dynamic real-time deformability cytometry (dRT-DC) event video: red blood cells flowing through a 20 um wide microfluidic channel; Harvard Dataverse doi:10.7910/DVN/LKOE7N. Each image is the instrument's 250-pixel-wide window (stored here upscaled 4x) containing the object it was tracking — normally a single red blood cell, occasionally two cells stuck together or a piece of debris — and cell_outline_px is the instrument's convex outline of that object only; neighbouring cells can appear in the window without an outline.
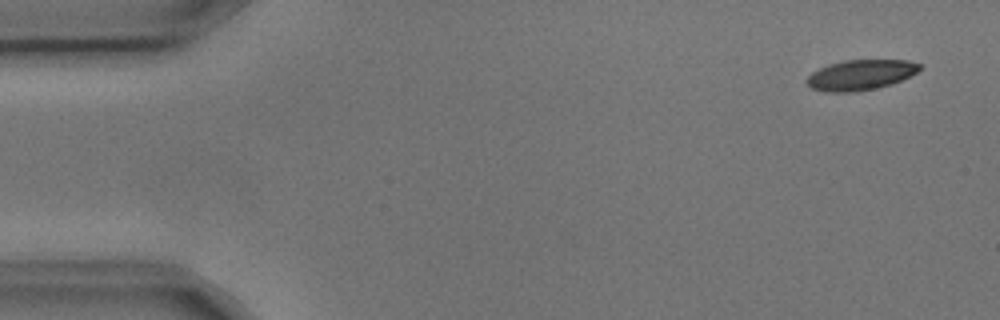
{"species": "common noctule bat (a hibernating species)", "species_latin": "Nyctalus noctula", "temperature_condition": "cold", "stored_images_in_passage": 8, "camera_frame_rate_fps": 3000, "um_per_image_px": 0.085, "animal": {"sex": "male", "body_mass_g": 17.9, "forearm_length_mm": 54.2}, "frame": {"image": 1, "passage_image": 1, "time_ms": 0.0, "image_size_px": [1000, 320], "cell_outline_px": [[920, 68], [916, 72], [892, 84], [876, 88], [852, 92], [828, 92], [812, 88], [804, 80], [812, 72], [828, 64], [844, 60], [908, 60], [920, 64]], "centroid_in_image_um": [73.11, 6.36], "position_along_channel_um": 11.9, "area_um2": 19.77}}
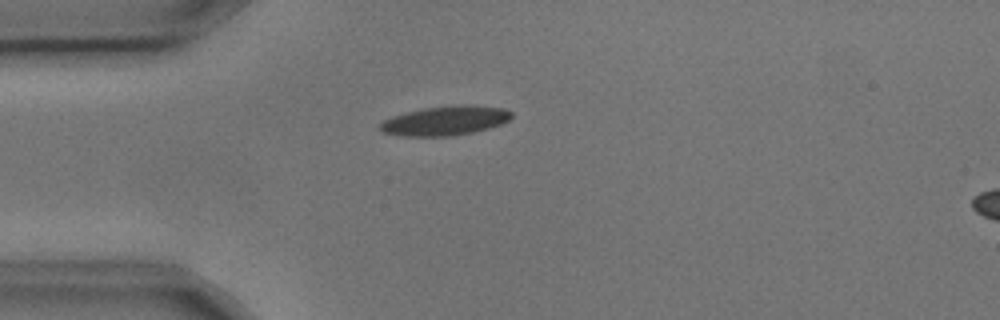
{"frame": {"image": 2, "passage_image": 4, "time_ms": 1.0, "image_size_px": [1000, 320], "cell_outline_px": [[512, 116], [508, 120], [500, 124], [488, 128], [472, 132], [452, 136], [404, 136], [384, 132], [380, 128], [380, 124], [384, 120], [392, 116], [424, 108], [460, 104], [464, 104], [504, 108], [512, 112]], "centroid_in_image_um": [37.87, 10.25], "position_along_channel_um": 47.1, "area_um2": 22.25}}